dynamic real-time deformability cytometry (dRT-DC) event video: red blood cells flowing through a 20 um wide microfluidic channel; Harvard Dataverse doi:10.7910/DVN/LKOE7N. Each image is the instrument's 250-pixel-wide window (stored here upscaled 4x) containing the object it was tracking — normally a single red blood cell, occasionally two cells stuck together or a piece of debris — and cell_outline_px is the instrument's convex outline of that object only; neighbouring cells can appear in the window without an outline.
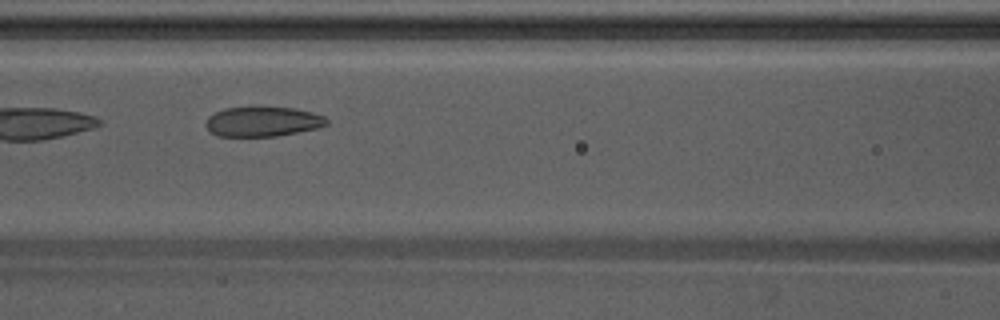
{"species": "Egyptian fruit bat (a non-hibernating species)", "species_latin": "Rousettus aegyptiacus", "temperature_condition": "warm", "stored_images_in_passage": 21, "camera_frame_rate_fps": 3000, "um_per_image_px": 0.085, "animal": {"sex": "male"}, "frame": {"image": 1, "passage_image": 7, "time_ms": 2.0, "image_size_px": [1000, 320], "cell_outline_px": [[328, 124], [316, 128], [276, 136], [216, 136], [204, 124], [208, 116], [224, 108], [292, 108], [312, 112], [324, 116], [328, 120]], "centroid_in_image_um": [22.31, 10.34], "position_along_channel_um": 144.3, "area_um2": 20.63}}
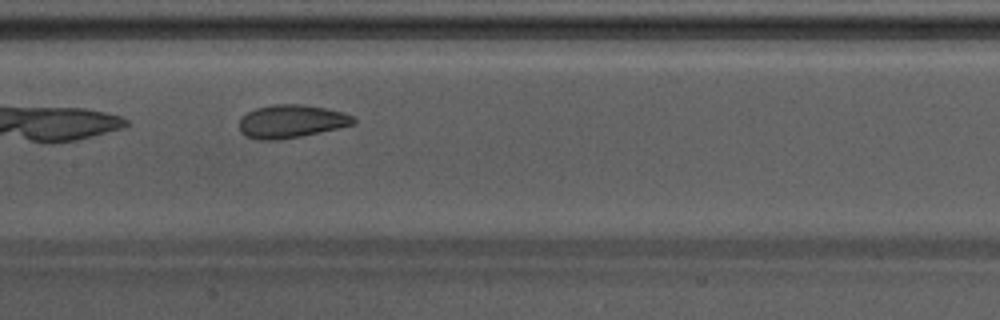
{"frame": {"image": 2, "passage_image": 10, "time_ms": 3.0, "image_size_px": [1000, 320], "cell_outline_px": [[356, 124], [300, 136], [280, 140], [256, 140], [244, 136], [240, 132], [240, 116], [256, 108], [272, 104], [300, 104], [324, 108], [344, 112], [352, 116], [356, 120]], "centroid_in_image_um": [24.72, 10.32], "position_along_channel_um": 182.7, "area_um2": 22.14}}